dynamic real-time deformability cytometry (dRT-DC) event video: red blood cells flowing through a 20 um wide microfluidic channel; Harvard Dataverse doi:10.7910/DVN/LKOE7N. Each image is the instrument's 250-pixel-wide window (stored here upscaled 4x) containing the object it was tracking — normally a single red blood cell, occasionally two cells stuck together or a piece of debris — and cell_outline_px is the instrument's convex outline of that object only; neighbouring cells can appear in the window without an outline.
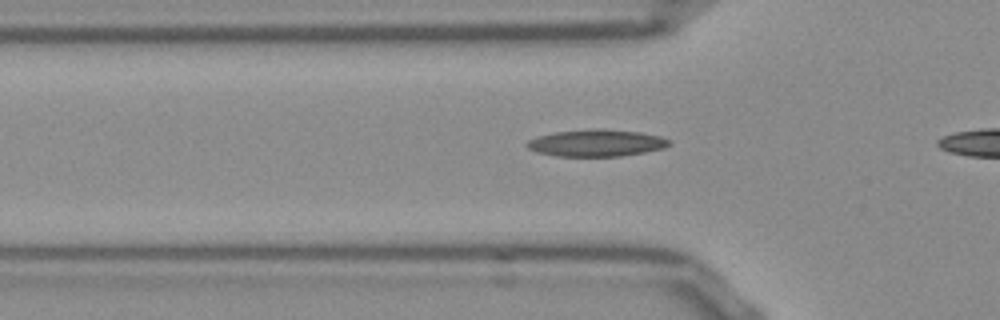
{"species": "Egyptian fruit bat (a non-hibernating species)", "species_latin": "Rousettus aegyptiacus", "temperature_condition": "room temperature", "stored_images_in_passage": 12, "camera_frame_rate_fps": 3000, "um_per_image_px": 0.085, "frame": {"image": 1, "passage_image": 3, "time_ms": 0.667, "image_size_px": [1000, 320], "cell_outline_px": [[672, 144], [664, 148], [644, 152], [620, 156], [556, 156], [536, 152], [528, 148], [524, 144], [528, 140], [536, 136], [556, 132], [596, 128], [604, 128], [640, 132], [660, 136], [668, 140]], "centroid_in_image_um": [50.67, 12.14], "position_along_channel_um": 75.1, "area_um2": 22.43}}
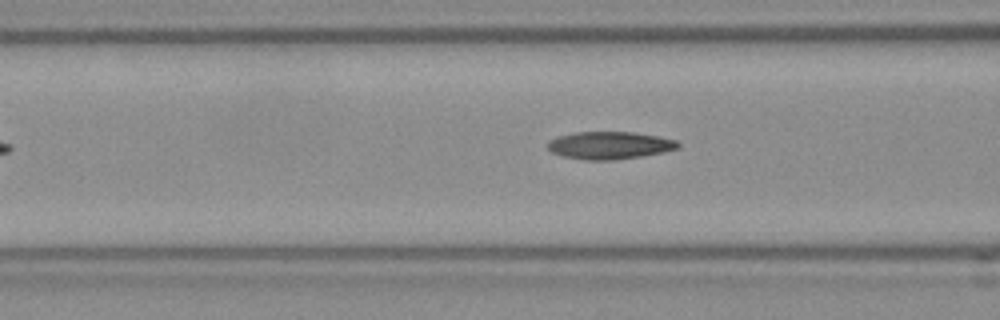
{"frame": {"image": 2, "passage_image": 6, "time_ms": 1.667, "image_size_px": [1000, 320], "cell_outline_px": [[680, 148], [664, 152], [616, 160], [584, 160], [564, 156], [552, 152], [548, 148], [548, 140], [556, 136], [576, 132], [632, 132], [656, 136], [676, 140], [680, 144]], "centroid_in_image_um": [51.81, 12.35], "position_along_channel_um": 114.8, "area_um2": 20.92}}
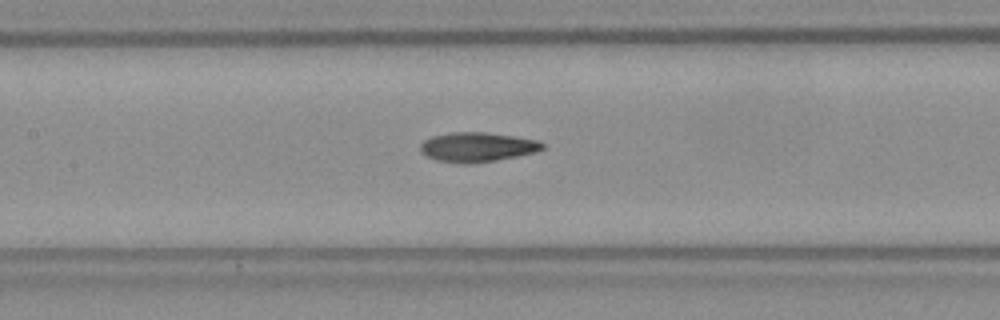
{"frame": {"image": 3, "passage_image": 10, "time_ms": 3.0, "image_size_px": [1000, 320], "cell_outline_px": [[544, 148], [536, 152], [496, 160], [464, 164], [436, 160], [420, 152], [420, 144], [424, 140], [432, 136], [452, 132], [488, 132], [540, 140], [544, 144]], "centroid_in_image_um": [40.57, 12.49], "position_along_channel_um": 166.8, "area_um2": 21.04}}